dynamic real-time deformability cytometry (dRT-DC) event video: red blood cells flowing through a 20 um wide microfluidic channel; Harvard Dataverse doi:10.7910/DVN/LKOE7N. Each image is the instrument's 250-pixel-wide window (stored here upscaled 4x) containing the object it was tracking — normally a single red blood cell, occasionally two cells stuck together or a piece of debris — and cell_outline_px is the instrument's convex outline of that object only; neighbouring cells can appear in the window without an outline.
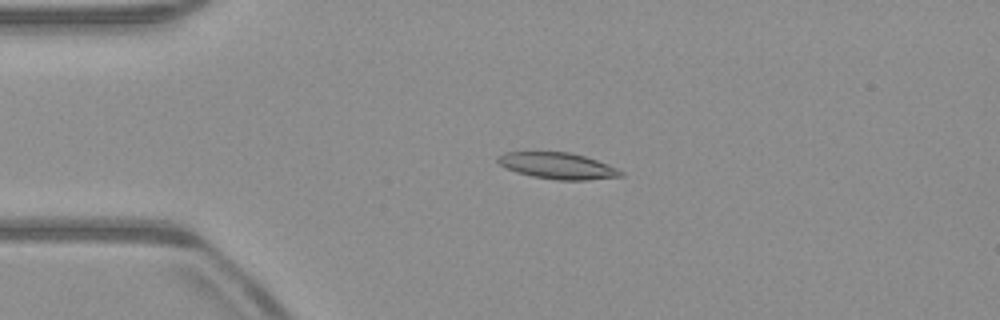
{"species": "common noctule bat (a hibernating species)", "species_latin": "Nyctalus noctula", "temperature_condition": "warm", "stored_images_in_passage": 52, "camera_frame_rate_fps": 3000, "um_per_image_px": 0.085, "animal": {"sex": "male", "body_mass_g": 23.1, "forearm_length_mm": 52.7}, "frame": {"image": 1, "passage_image": 12, "time_ms": 3.667, "image_size_px": [1000, 320], "cell_outline_px": [[624, 176], [588, 180], [556, 180], [532, 176], [516, 172], [500, 164], [496, 160], [496, 156], [508, 152], [568, 152], [584, 156], [596, 160], [616, 168], [624, 172]], "centroid_in_image_um": [47.4, 14.1], "position_along_channel_um": 37.6, "area_um2": 18.73}}
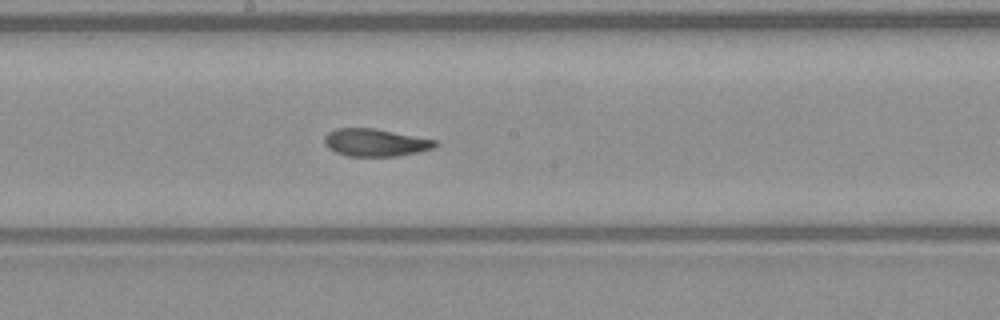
{"frame": {"image": 2, "passage_image": 28, "time_ms": 9.0, "image_size_px": [1000, 320], "cell_outline_px": [[440, 144], [432, 148], [416, 152], [396, 156], [348, 156], [336, 152], [328, 148], [324, 144], [324, 136], [328, 132], [336, 128], [372, 128], [436, 140]], "centroid_in_image_um": [31.86, 12.11], "position_along_channel_um": 216.3, "area_um2": 17.63}}
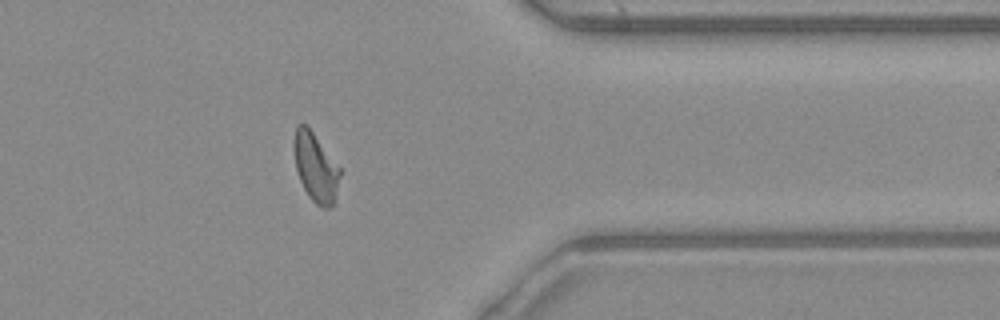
{"frame": {"image": 3, "passage_image": 42, "time_ms": 13.667, "image_size_px": [1000, 320], "cell_outline_px": [[340, 176], [332, 204], [328, 208], [324, 208], [316, 204], [308, 196], [300, 180], [296, 168], [292, 148], [292, 140], [296, 124], [308, 124], [340, 168]], "centroid_in_image_um": [26.77, 14.14], "position_along_channel_um": 384.6, "area_um2": 18.55}, "authors_computed_cell_mechanics": {"area_um2": 18.207, "velocity_mm_per_s": 3.9429, "shape_relaxation_time_tau1_ms": null, "shape_relaxation_time_tau2_ms": 2.4563, "deformation_change_tau1": null, "deformation_change_tau2": 0.097}}